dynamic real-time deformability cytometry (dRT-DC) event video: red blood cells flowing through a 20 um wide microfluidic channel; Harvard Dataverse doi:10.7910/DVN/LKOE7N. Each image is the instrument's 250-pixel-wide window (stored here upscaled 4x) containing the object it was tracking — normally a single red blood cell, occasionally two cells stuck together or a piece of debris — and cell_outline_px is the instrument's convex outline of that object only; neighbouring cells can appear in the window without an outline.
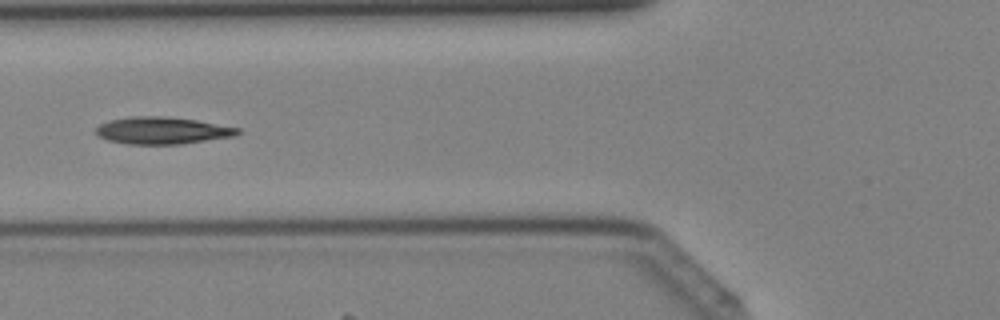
{"species": "Egyptian fruit bat (a non-hibernating species)", "species_latin": "Rousettus aegyptiacus", "temperature_condition": "cold", "stored_images_in_passage": 32, "camera_frame_rate_fps": 3000, "um_per_image_px": 0.085, "animal": {"sex": "female"}, "frame": {"image": 1, "passage_image": 6, "time_ms": 1.667, "image_size_px": [1000, 320], "cell_outline_px": [[240, 132], [232, 136], [180, 144], [128, 144], [108, 140], [100, 136], [96, 132], [96, 128], [100, 124], [112, 120], [132, 116], [164, 116], [196, 120], [240, 128]], "centroid_in_image_um": [13.78, 11.09], "position_along_channel_um": 112.0, "area_um2": 22.02}}
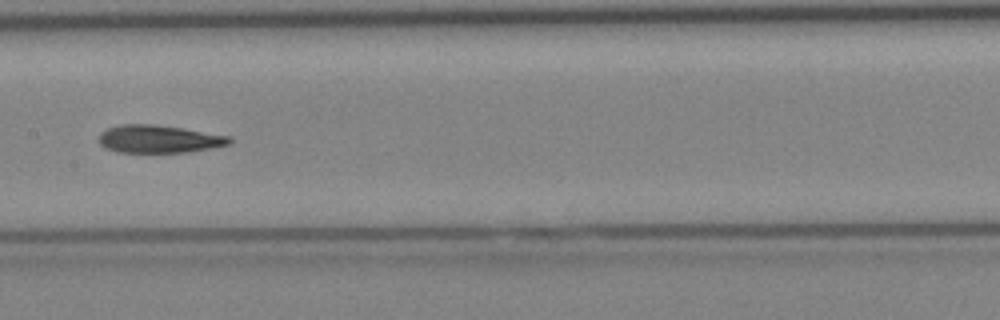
{"frame": {"image": 2, "passage_image": 11, "time_ms": 3.333, "image_size_px": [1000, 320], "cell_outline_px": [[232, 144], [212, 148], [184, 152], [116, 152], [100, 144], [100, 132], [108, 128], [120, 124], [152, 124], [184, 128], [232, 136]], "centroid_in_image_um": [13.56, 11.81], "position_along_channel_um": 193.8, "area_um2": 21.21}}
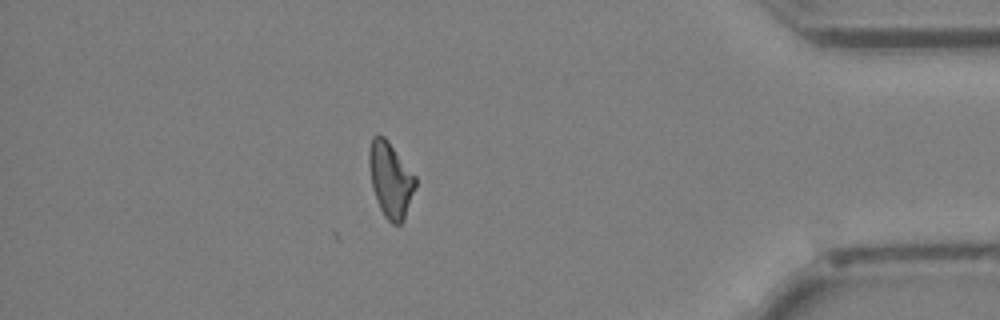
{"frame": {"image": 3, "passage_image": 26, "time_ms": 8.333, "image_size_px": [1000, 320], "cell_outline_px": [[416, 188], [404, 220], [400, 224], [392, 224], [384, 216], [380, 208], [372, 188], [368, 164], [368, 152], [372, 136], [384, 136], [388, 140], [416, 176]], "centroid_in_image_um": [33.19, 15.28], "position_along_channel_um": 402.0, "area_um2": 20.52}}